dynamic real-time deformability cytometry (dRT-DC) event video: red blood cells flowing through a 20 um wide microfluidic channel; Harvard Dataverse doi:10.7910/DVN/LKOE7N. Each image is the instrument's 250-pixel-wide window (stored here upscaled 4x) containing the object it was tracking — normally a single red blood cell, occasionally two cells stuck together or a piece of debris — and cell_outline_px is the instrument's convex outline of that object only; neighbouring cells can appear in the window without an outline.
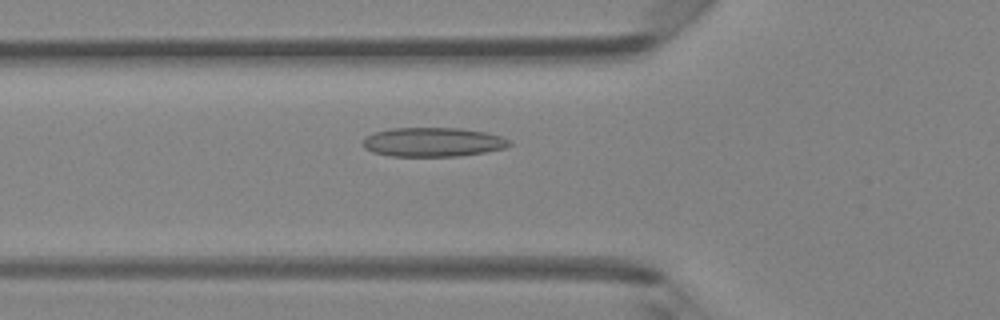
{"species": "Egyptian fruit bat (a non-hibernating species)", "species_latin": "Rousettus aegyptiacus", "temperature_condition": "room temperature", "stored_images_in_passage": 48, "camera_frame_rate_fps": 3000, "um_per_image_px": 0.085, "animal": {"sex": "female"}, "frame": {"image": 1, "passage_image": 17, "time_ms": 5.333, "image_size_px": [1000, 320], "cell_outline_px": [[512, 144], [504, 148], [484, 152], [460, 156], [392, 156], [372, 152], [364, 148], [360, 144], [364, 136], [376, 132], [392, 128], [460, 128], [484, 132], [500, 136], [508, 140]], "centroid_in_image_um": [36.74, 12.08], "position_along_channel_um": 89.1, "area_um2": 24.91}}
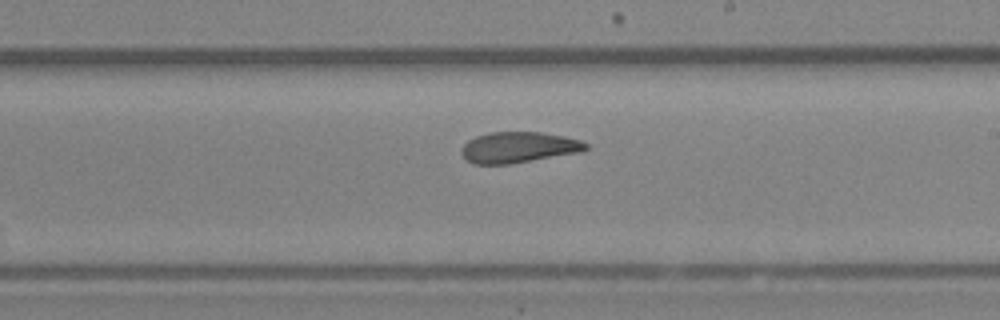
{"frame": {"image": 2, "passage_image": 28, "time_ms": 9.0, "image_size_px": [1000, 320], "cell_outline_px": [[588, 148], [584, 152], [512, 164], [472, 164], [460, 152], [464, 144], [468, 140], [476, 136], [488, 132], [540, 132], [564, 136], [580, 140], [588, 144]], "centroid_in_image_um": [44.11, 12.53], "position_along_channel_um": 244.9, "area_um2": 22.66}}
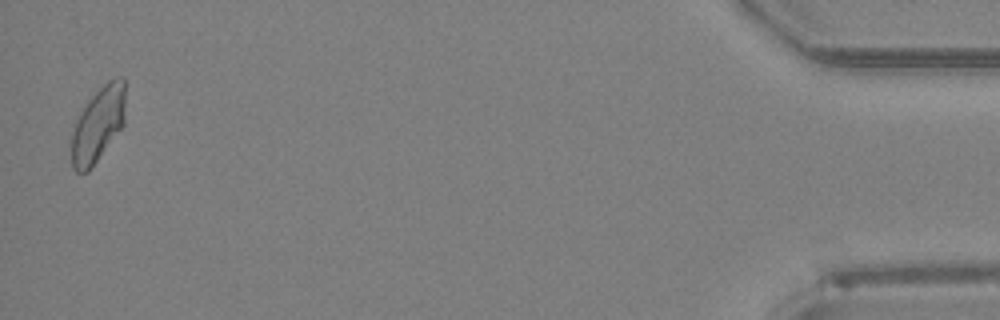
{"frame": {"image": 3, "passage_image": 47, "time_ms": 15.333, "image_size_px": [1000, 320], "cell_outline_px": [[124, 124], [92, 168], [88, 172], [76, 172], [72, 168], [72, 132], [76, 120], [80, 112], [88, 100], [108, 80], [116, 76], [124, 76]], "centroid_in_image_um": [8.33, 10.58], "position_along_channel_um": 426.9, "area_um2": 23.47}, "authors_computed_cell_mechanics": {"area_um2": 23.5824, "velocity_mm_per_s": 4.2729, "shape_relaxation_time_tau1_ms": null, "shape_relaxation_time_tau2_ms": 2.6469, "deformation_change_tau1": null, "deformation_change_tau2": 0.0841}}